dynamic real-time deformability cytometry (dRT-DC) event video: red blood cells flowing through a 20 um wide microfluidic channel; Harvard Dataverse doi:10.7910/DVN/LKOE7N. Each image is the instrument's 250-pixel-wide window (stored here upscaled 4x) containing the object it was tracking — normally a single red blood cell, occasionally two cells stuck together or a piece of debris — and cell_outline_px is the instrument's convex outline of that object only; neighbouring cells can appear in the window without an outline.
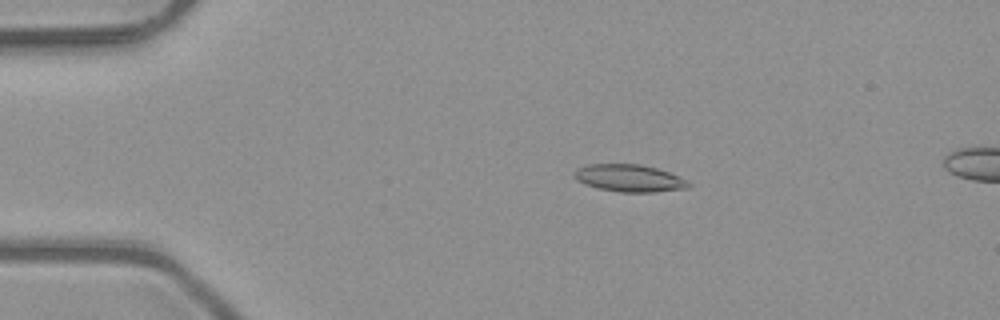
{"species": "common noctule bat (a hibernating species)", "species_latin": "Nyctalus noctula", "temperature_condition": "room temperature", "stored_images_in_passage": 4, "camera_frame_rate_fps": 3000, "um_per_image_px": 0.085, "animal": {"sex": "male", "body_mass_g": 23.1, "forearm_length_mm": 52.7}, "frame": {"image": 1, "passage_image": 2, "time_ms": 0.333, "image_size_px": [1000, 320], "cell_outline_px": [[692, 184], [688, 188], [652, 192], [620, 192], [600, 188], [584, 184], [576, 180], [576, 172], [580, 168], [588, 164], [640, 164], [656, 168], [680, 176], [688, 180]], "centroid_in_image_um": [53.56, 15.14], "position_along_channel_um": 31.4, "area_um2": 17.98}}